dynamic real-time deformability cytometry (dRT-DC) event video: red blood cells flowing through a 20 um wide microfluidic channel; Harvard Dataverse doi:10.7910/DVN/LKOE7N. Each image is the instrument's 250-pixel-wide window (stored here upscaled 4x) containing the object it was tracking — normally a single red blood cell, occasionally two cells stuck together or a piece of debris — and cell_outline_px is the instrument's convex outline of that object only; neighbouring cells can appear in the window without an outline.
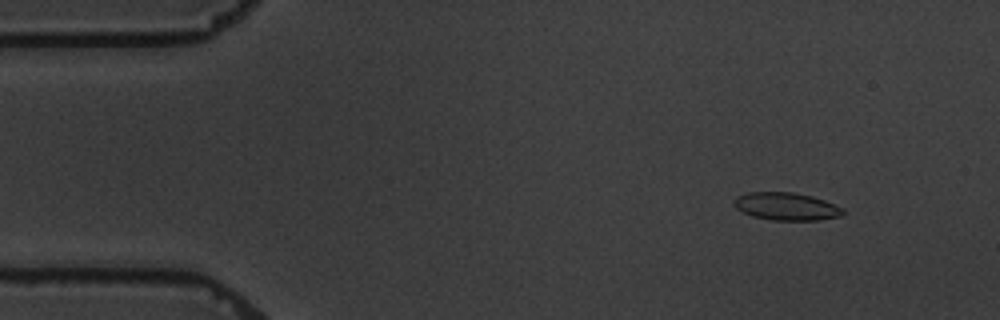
{"species": "common noctule bat (a hibernating species)", "species_latin": "Nyctalus noctula", "temperature_condition": "warm", "stored_images_in_passage": 6, "camera_frame_rate_fps": 3000, "um_per_image_px": 0.085, "animal": {"sex": "male", "body_mass_g": 19.5, "forearm_length_mm": 54.6}, "frame": {"image": 1, "passage_image": 2, "time_ms": 1.0, "image_size_px": [1000, 320], "cell_outline_px": [[844, 212], [840, 216], [816, 220], [772, 220], [752, 216], [736, 208], [732, 204], [732, 200], [736, 196], [744, 192], [792, 192], [812, 196], [824, 200], [844, 208]], "centroid_in_image_um": [66.79, 17.53], "position_along_channel_um": 18.2, "area_um2": 17.69}}
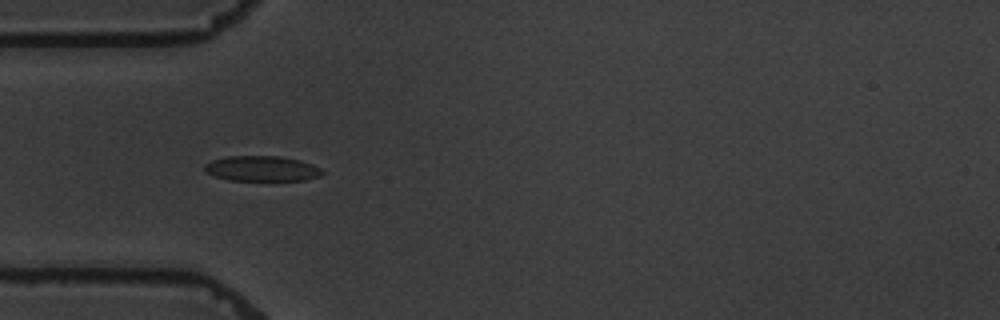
{"frame": {"image": 2, "passage_image": 5, "time_ms": 4.667, "image_size_px": [1000, 320], "cell_outline_px": [[324, 172], [320, 176], [304, 180], [228, 180], [216, 176], [208, 172], [204, 168], [204, 164], [212, 160], [228, 156], [280, 156], [300, 160], [312, 164], [320, 168]], "centroid_in_image_um": [22.28, 14.32], "position_along_channel_um": 62.7, "area_um2": 17.22}}